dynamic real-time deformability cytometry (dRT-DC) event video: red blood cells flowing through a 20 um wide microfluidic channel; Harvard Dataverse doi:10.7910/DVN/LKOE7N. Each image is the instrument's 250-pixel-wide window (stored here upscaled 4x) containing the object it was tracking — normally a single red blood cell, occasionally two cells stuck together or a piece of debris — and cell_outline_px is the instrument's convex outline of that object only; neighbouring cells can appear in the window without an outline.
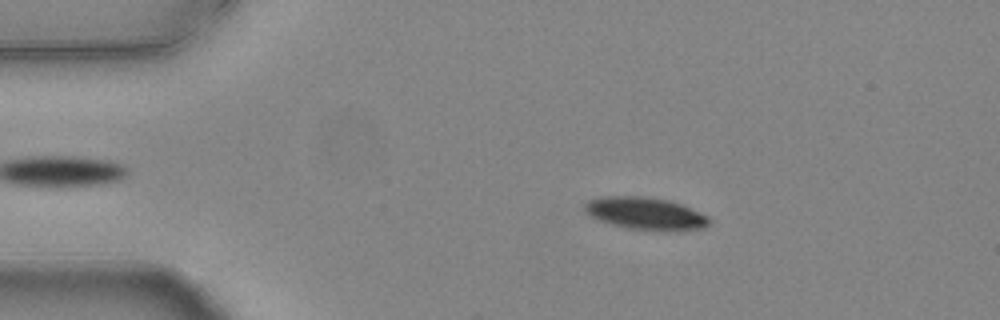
{"species": "common noctule bat (a hibernating species)", "species_latin": "Nyctalus noctula", "temperature_condition": "warm", "stored_images_in_passage": 47, "camera_frame_rate_fps": 3000, "um_per_image_px": 0.085, "animal": {"sex": "female", "body_mass_g": 24.6, "forearm_length_mm": 56.2}, "frame": {"image": 1, "passage_image": 10, "time_ms": 3.0, "image_size_px": [1000, 320], "cell_outline_px": [[712, 220], [704, 228], [628, 228], [612, 224], [600, 220], [592, 216], [584, 208], [584, 204], [588, 200], [600, 196], [652, 196], [668, 200], [680, 204], [708, 216]], "centroid_in_image_um": [54.81, 18.08], "position_along_channel_um": 30.2, "area_um2": 22.54}}
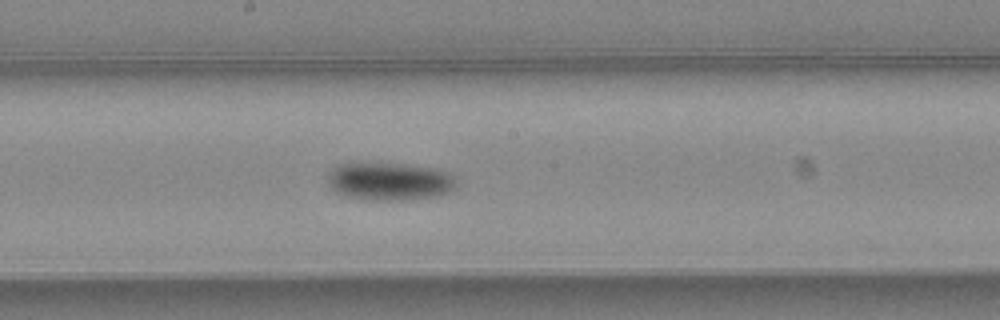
{"frame": {"image": 2, "passage_image": 29, "time_ms": 9.333, "image_size_px": [1000, 320], "cell_outline_px": [[456, 188], [452, 192], [436, 196], [400, 200], [364, 200], [348, 196], [332, 188], [328, 180], [328, 172], [336, 164], [352, 160], [380, 160], [440, 168], [456, 176]], "centroid_in_image_um": [33.12, 15.33], "position_along_channel_um": 215.1, "area_um2": 30.06}}
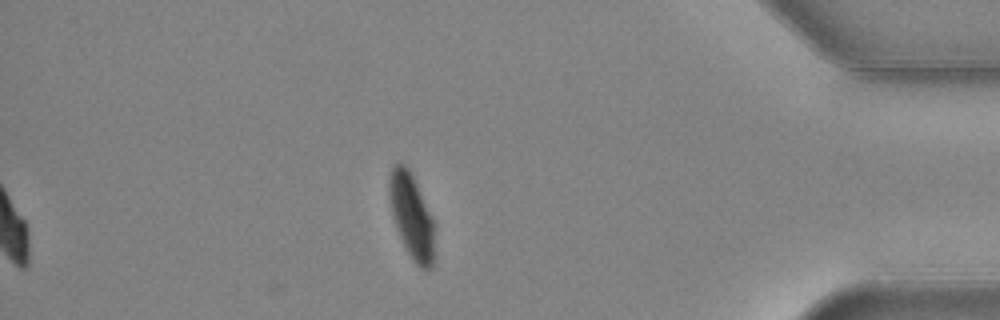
{"frame": {"image": 3, "passage_image": 47, "time_ms": 15.333, "image_size_px": [1000, 320], "cell_outline_px": [[432, 268], [428, 272], [420, 268], [412, 260], [400, 236], [392, 216], [388, 192], [388, 180], [392, 168], [396, 164], [404, 164], [408, 168], [416, 184], [432, 220]], "centroid_in_image_um": [34.93, 18.38], "position_along_channel_um": 400.3, "area_um2": 21.5}, "authors_computed_cell_mechanics": {"area_um2": 25.6054, "velocity_mm_per_s": 3.7816, "shape_relaxation_time_tau1_ms": 2.9755, "shape_relaxation_time_tau2_ms": null, "deformation_change_tau1": 0.1406, "deformation_change_tau2": null}}